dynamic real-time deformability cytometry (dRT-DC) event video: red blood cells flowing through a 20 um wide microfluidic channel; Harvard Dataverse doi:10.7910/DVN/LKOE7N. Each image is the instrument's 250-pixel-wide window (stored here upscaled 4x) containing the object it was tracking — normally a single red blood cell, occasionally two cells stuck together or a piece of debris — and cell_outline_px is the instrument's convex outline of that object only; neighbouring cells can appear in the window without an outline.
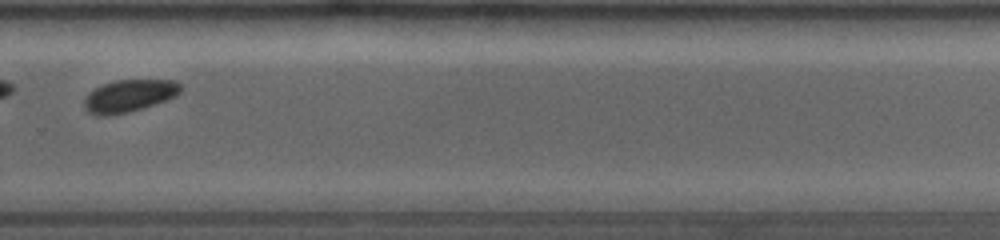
{"species": "common noctule bat (a hibernating species)", "species_latin": "Nyctalus noctula", "temperature_condition": "room temperature", "stored_images_in_passage": 10, "camera_frame_rate_fps": 4000, "um_per_image_px": 0.085, "animal": {"sex": "female", "body_mass_g": 19.0, "forearm_length_mm": 53.3}, "frame": {"image": 1, "passage_image": 10, "time_ms": 6.5, "image_size_px": [1000, 240], "cell_outline_px": [[184, 88], [176, 96], [128, 112], [108, 116], [96, 116], [88, 112], [84, 108], [84, 100], [96, 88], [104, 84], [116, 80], [176, 80]], "centroid_in_image_um": [10.99, 8.14], "position_along_channel_um": 318.8, "area_um2": 17.92}}